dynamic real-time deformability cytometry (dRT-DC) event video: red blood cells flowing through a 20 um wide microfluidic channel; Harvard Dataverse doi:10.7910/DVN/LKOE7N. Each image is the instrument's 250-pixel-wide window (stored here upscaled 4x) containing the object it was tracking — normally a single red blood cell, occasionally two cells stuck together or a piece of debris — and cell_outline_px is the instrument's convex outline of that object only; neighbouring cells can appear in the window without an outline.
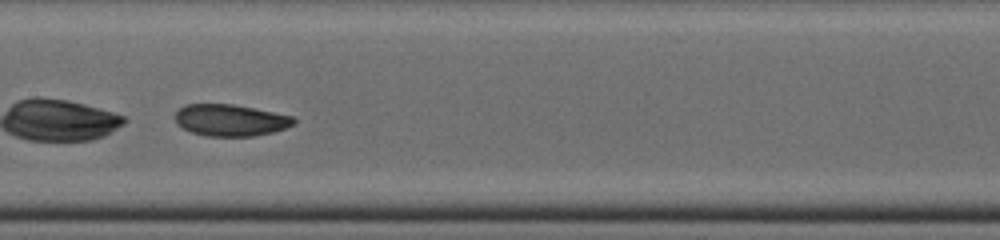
{"species": "common noctule bat (a hibernating species)", "species_latin": "Nyctalus noctula", "temperature_condition": "cold", "stored_images_in_passage": 24, "camera_frame_rate_fps": 3000, "um_per_image_px": 0.085, "animal": {"sex": "male", "body_mass_g": 19.0, "forearm_length_mm": 50.8}, "frame": {"image": 1, "passage_image": 8, "time_ms": 2.333, "image_size_px": [1000, 240], "cell_outline_px": [[296, 124], [272, 132], [252, 136], [204, 136], [192, 132], [176, 124], [176, 112], [184, 104], [232, 104], [296, 116]], "centroid_in_image_um": [19.61, 10.21], "position_along_channel_um": 187.8, "area_um2": 21.96}}
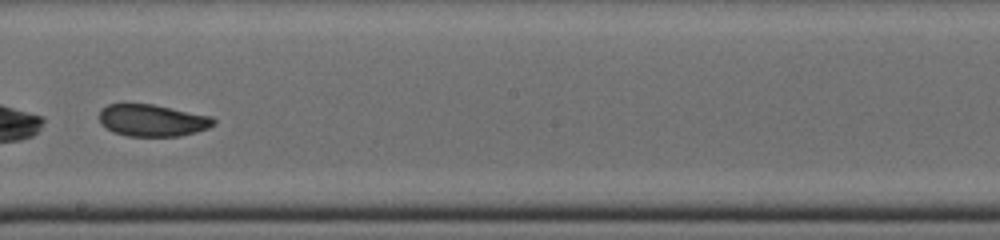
{"frame": {"image": 2, "passage_image": 11, "time_ms": 3.333, "image_size_px": [1000, 240], "cell_outline_px": [[216, 124], [208, 128], [196, 132], [180, 136], [128, 136], [112, 132], [100, 120], [100, 108], [108, 104], [152, 104], [212, 116], [216, 120]], "centroid_in_image_um": [12.98, 10.23], "position_along_channel_um": 235.2, "area_um2": 21.27}}